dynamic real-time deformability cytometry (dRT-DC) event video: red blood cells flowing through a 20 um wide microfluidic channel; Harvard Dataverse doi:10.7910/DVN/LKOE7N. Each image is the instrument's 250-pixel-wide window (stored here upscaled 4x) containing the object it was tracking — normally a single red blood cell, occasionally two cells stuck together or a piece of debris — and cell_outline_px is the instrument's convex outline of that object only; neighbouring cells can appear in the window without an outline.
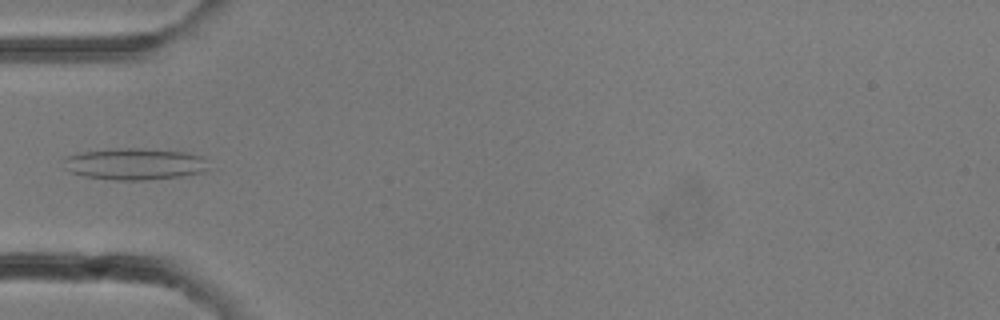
{"species": "common noctule bat (a hibernating species)", "species_latin": "Nyctalus noctula", "temperature_condition": "room temperature", "stored_images_in_passage": 10, "camera_frame_rate_fps": 3000, "um_per_image_px": 0.085, "animal": {"sex": "female"}, "frame": {"image": 1, "passage_image": 9, "time_ms": 2.667, "image_size_px": [1000, 320], "cell_outline_px": [[208, 168], [204, 172], [180, 176], [144, 180], [116, 180], [84, 176], [68, 172], [64, 168], [64, 156], [80, 152], [116, 148], [140, 148], [184, 152], [204, 156]], "centroid_in_image_um": [11.41, 13.93], "position_along_channel_um": 73.6, "area_um2": 26.88}}